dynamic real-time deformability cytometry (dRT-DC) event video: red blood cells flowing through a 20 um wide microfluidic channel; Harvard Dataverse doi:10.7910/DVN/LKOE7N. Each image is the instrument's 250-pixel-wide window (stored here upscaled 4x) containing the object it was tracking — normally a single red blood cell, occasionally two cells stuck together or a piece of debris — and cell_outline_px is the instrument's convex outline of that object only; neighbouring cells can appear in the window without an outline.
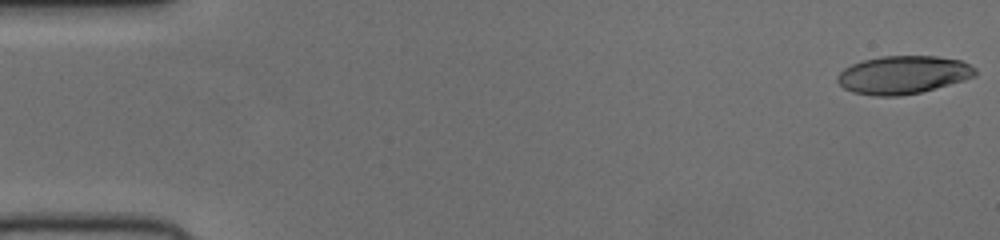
{"species": "human", "species_latin": "Homo sapiens", "temperature_condition": "cold", "stored_images_in_passage": 52, "camera_frame_rate_fps": 3000, "um_per_image_px": 0.085, "donor": {"sex": "female"}, "frame": {"image": 1, "passage_image": 1, "time_ms": 0.0, "image_size_px": [1000, 240], "cell_outline_px": [[976, 76], [964, 80], [920, 92], [900, 96], [872, 96], [852, 92], [844, 88], [836, 80], [836, 76], [844, 68], [852, 64], [864, 60], [880, 56], [936, 56], [960, 60], [976, 68]], "centroid_in_image_um": [76.74, 6.36], "position_along_channel_um": 8.3, "area_um2": 30.58}}
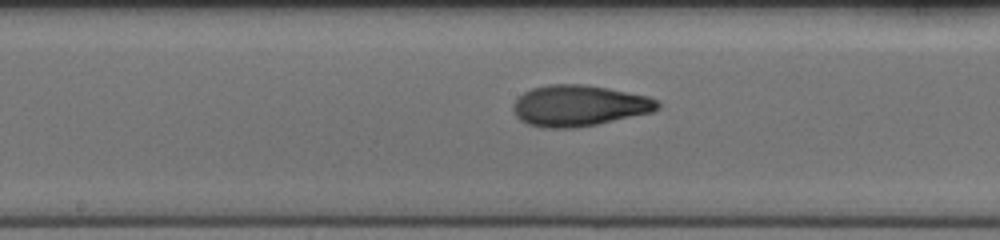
{"frame": {"image": 2, "passage_image": 27, "time_ms": 8.667, "image_size_px": [1000, 240], "cell_outline_px": [[660, 108], [652, 112], [596, 124], [576, 128], [544, 128], [528, 124], [520, 120], [516, 116], [512, 108], [512, 104], [524, 92], [532, 88], [548, 84], [584, 84], [608, 88], [648, 96], [656, 100], [660, 104]], "centroid_in_image_um": [49.2, 8.98], "position_along_channel_um": 199.0, "area_um2": 34.56}}
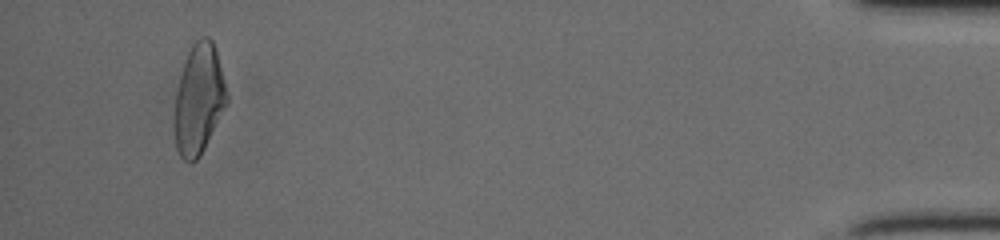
{"frame": {"image": 3, "passage_image": 49, "time_ms": 16.0, "image_size_px": [1000, 240], "cell_outline_px": [[228, 104], [200, 156], [196, 160], [184, 160], [180, 156], [176, 148], [176, 96], [180, 76], [184, 60], [192, 44], [200, 36], [208, 36], [212, 40], [216, 48], [228, 96]], "centroid_in_image_um": [16.94, 8.38], "position_along_channel_um": 418.3, "area_um2": 33.23}}